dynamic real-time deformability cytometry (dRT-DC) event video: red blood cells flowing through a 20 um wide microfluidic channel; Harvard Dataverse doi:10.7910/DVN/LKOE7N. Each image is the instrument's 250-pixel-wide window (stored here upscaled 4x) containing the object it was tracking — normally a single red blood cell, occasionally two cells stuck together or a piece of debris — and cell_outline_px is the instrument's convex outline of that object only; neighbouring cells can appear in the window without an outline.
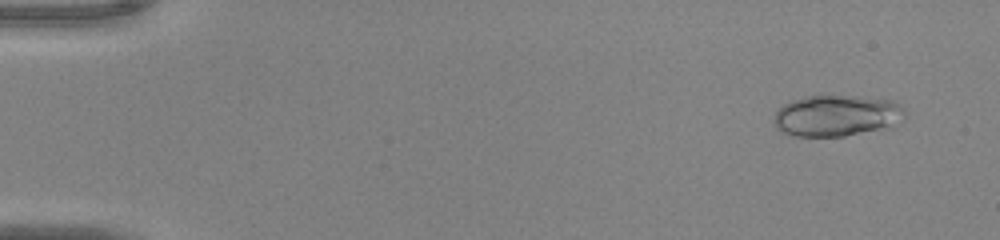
{"species": "common noctule bat (a hibernating species)", "species_latin": "Nyctalus noctula", "temperature_condition": "warm", "stored_images_in_passage": 48, "camera_frame_rate_fps": 3000, "um_per_image_px": 0.085, "animal": {"sex": "male", "body_mass_g": 20.0, "forearm_length_mm": 53.3}, "frame": {"image": 1, "passage_image": 1, "time_ms": 0.0, "image_size_px": [1000, 240], "cell_outline_px": [[904, 116], [892, 128], [844, 136], [792, 136], [780, 132], [776, 128], [772, 120], [776, 112], [784, 104], [792, 100], [808, 96], [856, 96], [892, 100], [900, 104], [904, 108]], "centroid_in_image_um": [71.12, 9.85], "position_along_channel_um": 13.9, "area_um2": 31.85}}